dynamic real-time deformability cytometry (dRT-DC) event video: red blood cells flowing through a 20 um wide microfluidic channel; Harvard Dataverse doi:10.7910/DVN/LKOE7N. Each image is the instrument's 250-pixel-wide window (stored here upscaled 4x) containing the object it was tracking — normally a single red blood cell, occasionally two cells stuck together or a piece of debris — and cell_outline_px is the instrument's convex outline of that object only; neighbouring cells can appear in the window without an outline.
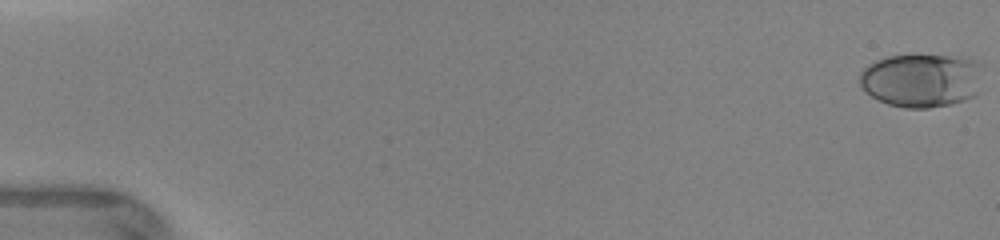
{"species": "human", "species_latin": "Homo sapiens", "temperature_condition": "warm", "stored_images_in_passage": 33, "camera_frame_rate_fps": 3000, "um_per_image_px": 0.085, "donor": {"sex": "female"}, "frame": {"image": 1, "passage_image": 1, "time_ms": 0.0, "image_size_px": [1000, 240], "cell_outline_px": [[984, 64], [976, 96], [952, 104], [928, 108], [904, 108], [888, 104], [872, 96], [860, 84], [860, 72], [868, 64], [884, 56], [912, 52], [948, 56], [976, 60]], "centroid_in_image_um": [78.35, 6.78], "position_along_channel_um": 6.7, "area_um2": 39.54}}
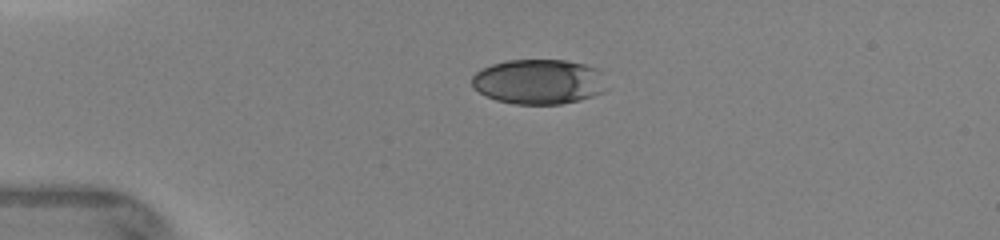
{"frame": {"image": 2, "passage_image": 27, "time_ms": 3.667, "image_size_px": [1000, 240], "cell_outline_px": [[608, 88], [604, 92], [580, 100], [560, 104], [516, 104], [496, 100], [472, 88], [472, 76], [480, 68], [492, 64], [508, 60], [564, 60], [584, 64], [596, 68]], "centroid_in_image_um": [45.78, 6.94], "position_along_channel_um": 39.2, "area_um2": 35.32}}